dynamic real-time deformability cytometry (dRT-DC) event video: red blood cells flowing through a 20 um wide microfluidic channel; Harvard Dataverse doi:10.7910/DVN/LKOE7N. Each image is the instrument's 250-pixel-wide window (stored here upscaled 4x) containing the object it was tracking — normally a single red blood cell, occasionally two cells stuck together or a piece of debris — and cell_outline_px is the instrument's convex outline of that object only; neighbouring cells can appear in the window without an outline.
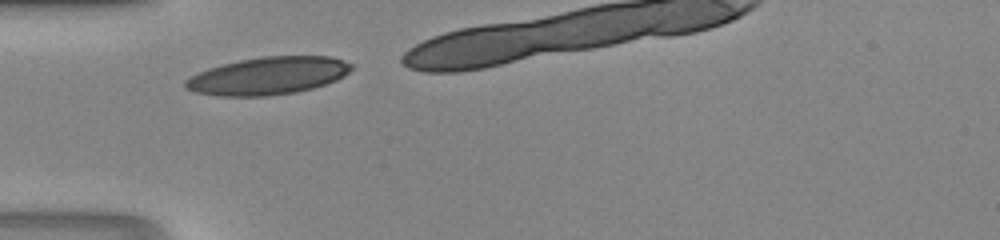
{"species": "human", "species_latin": "Homo sapiens", "temperature_condition": "room temperature", "stored_images_in_passage": 7, "camera_frame_rate_fps": 3000, "um_per_image_px": 0.085, "donor": {"sex": "male"}, "frame": {"image": 1, "passage_image": 1, "time_ms": 0.0, "image_size_px": [1000, 240], "cell_outline_px": [[356, 68], [344, 76], [336, 80], [312, 88], [296, 92], [268, 96], [220, 96], [196, 92], [184, 88], [184, 80], [208, 68], [240, 60], [264, 56], [328, 56], [344, 60], [356, 64]], "centroid_in_image_um": [22.84, 6.44], "position_along_channel_um": 62.2, "area_um2": 36.47}}
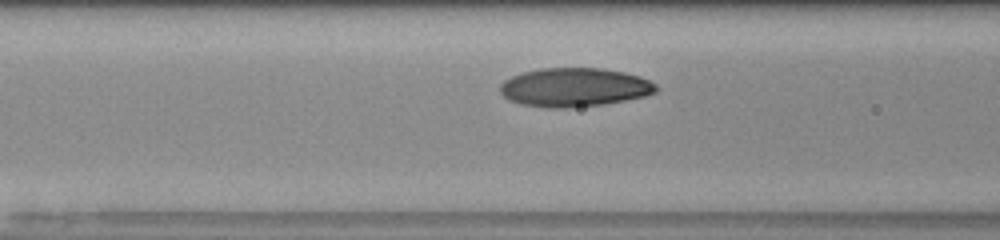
{"frame": {"image": 2, "passage_image": 5, "time_ms": 1.333, "image_size_px": [1000, 240], "cell_outline_px": [[660, 88], [656, 92], [644, 96], [624, 100], [600, 104], [564, 108], [548, 108], [520, 104], [508, 100], [500, 92], [500, 84], [504, 80], [512, 76], [524, 72], [540, 68], [600, 68], [624, 72], [640, 76], [656, 84]], "centroid_in_image_um": [48.81, 7.42], "position_along_channel_um": 117.8, "area_um2": 35.2}}